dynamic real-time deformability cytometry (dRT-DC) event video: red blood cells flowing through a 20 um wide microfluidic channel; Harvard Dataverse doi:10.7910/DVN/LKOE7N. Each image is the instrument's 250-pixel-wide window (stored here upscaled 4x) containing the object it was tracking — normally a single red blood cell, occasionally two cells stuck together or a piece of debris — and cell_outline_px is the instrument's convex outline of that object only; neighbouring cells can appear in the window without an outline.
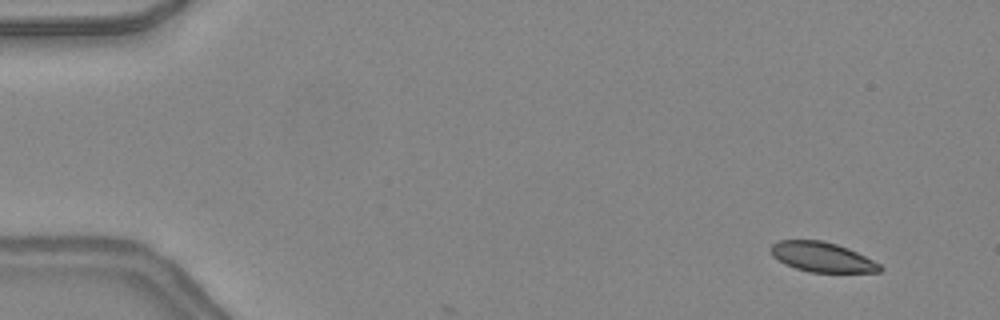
{"species": "common noctule bat (a hibernating species)", "species_latin": "Nyctalus noctula", "temperature_condition": "warm", "stored_images_in_passage": 6, "camera_frame_rate_fps": 3000, "um_per_image_px": 0.085, "animal": {"sex": "female", "body_mass_g": 24.6, "forearm_length_mm": 56.2}, "frame": {"image": 1, "passage_image": 4, "time_ms": 1.0, "image_size_px": [1000, 320], "cell_outline_px": [[884, 268], [880, 272], [808, 272], [784, 264], [772, 256], [772, 244], [780, 240], [824, 240], [848, 248], [880, 264]], "centroid_in_image_um": [69.88, 21.85], "position_along_channel_um": 15.1, "area_um2": 18.84}}